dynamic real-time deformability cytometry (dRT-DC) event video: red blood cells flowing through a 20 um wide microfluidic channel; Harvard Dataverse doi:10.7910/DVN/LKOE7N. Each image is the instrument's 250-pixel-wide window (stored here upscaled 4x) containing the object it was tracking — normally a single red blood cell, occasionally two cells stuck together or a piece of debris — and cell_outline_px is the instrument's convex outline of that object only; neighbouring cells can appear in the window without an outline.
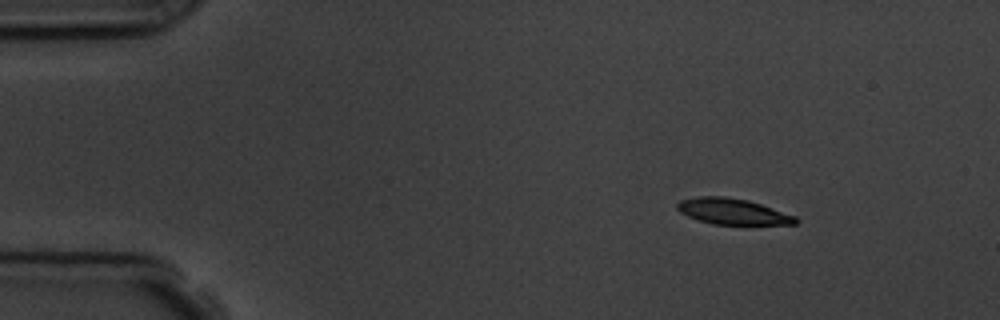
{"species": "common noctule bat (a hibernating species)", "species_latin": "Nyctalus noctula", "temperature_condition": "room temperature", "stored_images_in_passage": 6, "camera_frame_rate_fps": 3000, "um_per_image_px": 0.085, "animal": {"sex": "male", "body_mass_g": 19.5, "forearm_length_mm": 54.6}, "frame": {"image": 1, "passage_image": 1, "time_ms": 0.0, "image_size_px": [1000, 320], "cell_outline_px": [[800, 220], [796, 224], [712, 224], [696, 220], [680, 212], [676, 208], [676, 204], [680, 200], [696, 196], [724, 196], [748, 200], [796, 216]], "centroid_in_image_um": [62.24, 17.97], "position_along_channel_um": 22.8, "area_um2": 17.92}}
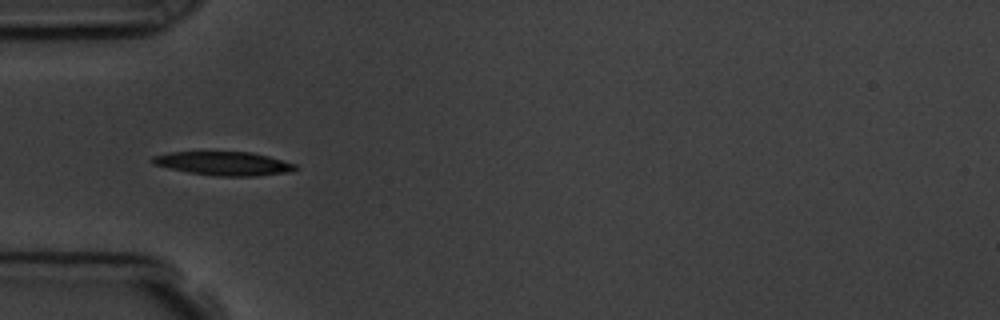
{"frame": {"image": 2, "passage_image": 4, "time_ms": 3.333, "image_size_px": [1000, 320], "cell_outline_px": [[300, 168], [288, 172], [256, 176], [220, 176], [188, 172], [168, 168], [152, 164], [148, 160], [152, 156], [168, 152], [252, 152], [268, 156], [296, 164]], "centroid_in_image_um": [18.99, 13.89], "position_along_channel_um": 66.0, "area_um2": 19.83}}